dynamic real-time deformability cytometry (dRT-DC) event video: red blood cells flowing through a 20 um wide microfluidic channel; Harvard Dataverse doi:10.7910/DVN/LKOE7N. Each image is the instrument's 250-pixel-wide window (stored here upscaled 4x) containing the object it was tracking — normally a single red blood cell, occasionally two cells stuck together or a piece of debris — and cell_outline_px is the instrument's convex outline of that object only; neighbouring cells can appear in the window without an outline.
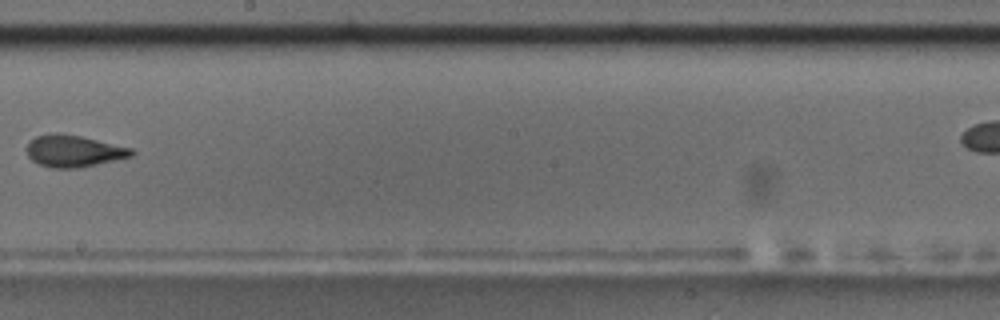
{"species": "common noctule bat (a hibernating species)", "species_latin": "Nyctalus noctula", "temperature_condition": "room temperature", "stored_images_in_passage": 11, "camera_frame_rate_fps": 3000, "um_per_image_px": 0.085, "animal": {"sex": "male", "body_mass_g": 17.5, "forearm_length_mm": 52.3}, "frame": {"image": 1, "passage_image": 10, "time_ms": 10.667, "image_size_px": [1000, 320], "cell_outline_px": [[136, 152], [132, 156], [80, 168], [52, 168], [40, 164], [32, 160], [28, 156], [28, 144], [36, 136], [56, 132], [60, 132], [80, 136], [132, 148]], "centroid_in_image_um": [6.28, 12.84], "position_along_channel_um": 241.9, "area_um2": 19.31}}